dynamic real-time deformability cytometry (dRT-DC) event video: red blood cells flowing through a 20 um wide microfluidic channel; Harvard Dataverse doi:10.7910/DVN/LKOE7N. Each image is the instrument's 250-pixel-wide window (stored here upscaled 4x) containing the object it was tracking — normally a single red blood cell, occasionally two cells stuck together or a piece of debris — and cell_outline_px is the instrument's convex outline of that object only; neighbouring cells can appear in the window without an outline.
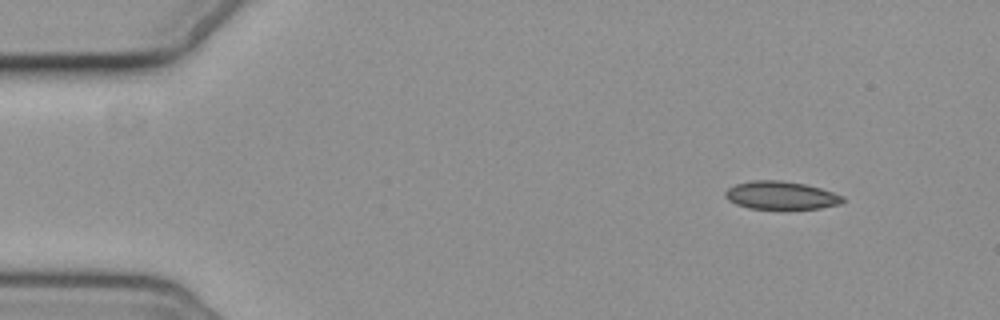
{"species": "common noctule bat (a hibernating species)", "species_latin": "Nyctalus noctula", "temperature_condition": "cold", "stored_images_in_passage": 5, "camera_frame_rate_fps": 3000, "um_per_image_px": 0.085, "animal": {"sex": "female", "body_mass_g": 19.3, "forearm_length_mm": 54.1}, "frame": {"image": 1, "passage_image": 2, "time_ms": 1.0, "image_size_px": [1000, 320], "cell_outline_px": [[844, 200], [840, 204], [820, 208], [788, 212], [748, 208], [736, 204], [728, 200], [724, 196], [724, 192], [728, 188], [736, 184], [752, 180], [780, 180], [804, 184], [820, 188], [844, 196]], "centroid_in_image_um": [66.38, 16.66], "position_along_channel_um": 18.6, "area_um2": 20.06}}
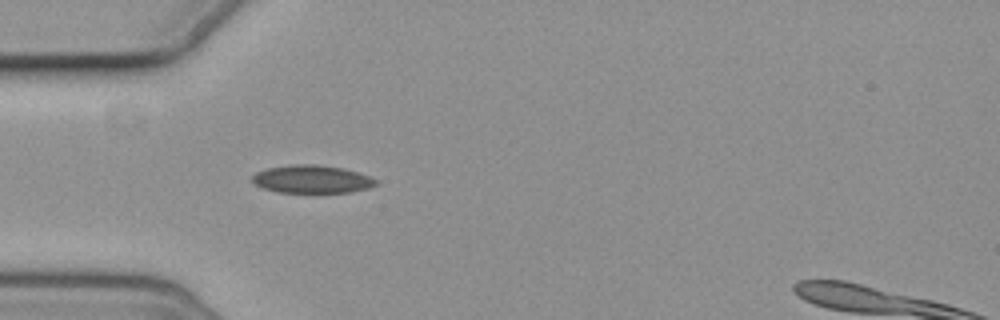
{"frame": {"image": 2, "passage_image": 5, "time_ms": 4.667, "image_size_px": [1000, 320], "cell_outline_px": [[376, 184], [368, 188], [348, 192], [276, 192], [260, 188], [252, 180], [252, 176], [256, 172], [268, 168], [292, 164], [316, 164], [340, 168], [356, 172], [368, 176], [376, 180]], "centroid_in_image_um": [26.45, 15.23], "position_along_channel_um": 58.6, "area_um2": 19.88}}